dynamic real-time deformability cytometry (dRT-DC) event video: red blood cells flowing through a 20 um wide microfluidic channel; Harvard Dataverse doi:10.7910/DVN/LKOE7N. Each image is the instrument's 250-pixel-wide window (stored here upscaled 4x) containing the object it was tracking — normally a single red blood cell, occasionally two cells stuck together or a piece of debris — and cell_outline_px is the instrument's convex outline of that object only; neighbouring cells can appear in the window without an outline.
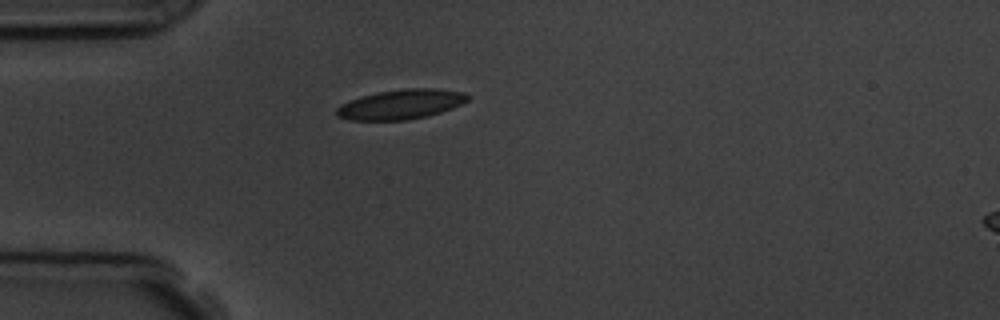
{"species": "common noctule bat (a hibernating species)", "species_latin": "Nyctalus noctula", "temperature_condition": "room temperature", "stored_images_in_passage": 2, "camera_frame_rate_fps": 3000, "um_per_image_px": 0.085, "animal": {"sex": "male", "body_mass_g": 19.5, "forearm_length_mm": 54.6}, "frame": {"image": 1, "passage_image": 1, "time_ms": 0.0, "image_size_px": [1000, 320], "cell_outline_px": [[472, 96], [468, 100], [452, 108], [428, 116], [408, 120], [348, 120], [336, 116], [336, 108], [340, 104], [360, 96], [376, 92], [404, 88], [440, 88], [464, 92]], "centroid_in_image_um": [34.08, 8.86], "position_along_channel_um": 50.9, "area_um2": 23.06}}